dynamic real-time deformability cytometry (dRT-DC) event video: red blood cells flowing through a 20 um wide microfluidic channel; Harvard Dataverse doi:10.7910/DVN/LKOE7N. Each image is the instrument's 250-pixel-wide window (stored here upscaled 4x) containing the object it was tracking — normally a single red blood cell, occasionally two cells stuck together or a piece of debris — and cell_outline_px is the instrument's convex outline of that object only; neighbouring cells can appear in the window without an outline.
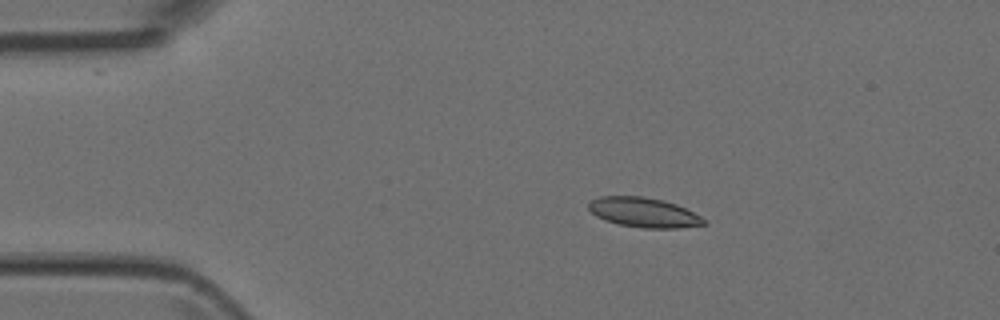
{"species": "Egyptian fruit bat (a non-hibernating species)", "species_latin": "Rousettus aegyptiacus", "temperature_condition": "room temperature", "stored_images_in_passage": 6, "camera_frame_rate_fps": 3000, "um_per_image_px": 0.085, "animal": {"sex": "female"}, "frame": {"image": 1, "passage_image": 1, "time_ms": 0.0, "image_size_px": [1000, 320], "cell_outline_px": [[708, 224], [680, 228], [640, 228], [620, 224], [604, 220], [596, 216], [588, 208], [588, 204], [592, 200], [600, 196], [644, 196], [664, 200], [676, 204], [708, 220]], "centroid_in_image_um": [54.74, 18.06], "position_along_channel_um": 30.3, "area_um2": 20.06}}
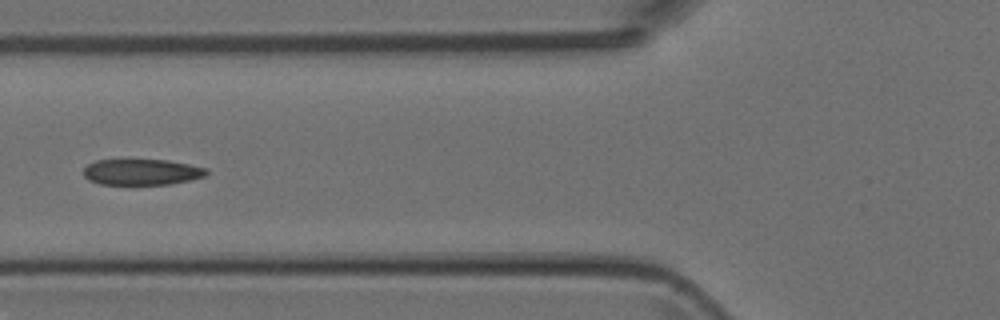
{"frame": {"image": 2, "passage_image": 4, "time_ms": 3.333, "image_size_px": [1000, 320], "cell_outline_px": [[208, 172], [204, 176], [192, 180], [172, 184], [100, 184], [88, 180], [84, 176], [84, 168], [88, 164], [96, 160], [168, 160], [208, 168]], "centroid_in_image_um": [12.06, 14.62], "position_along_channel_um": 113.7, "area_um2": 18.61}}
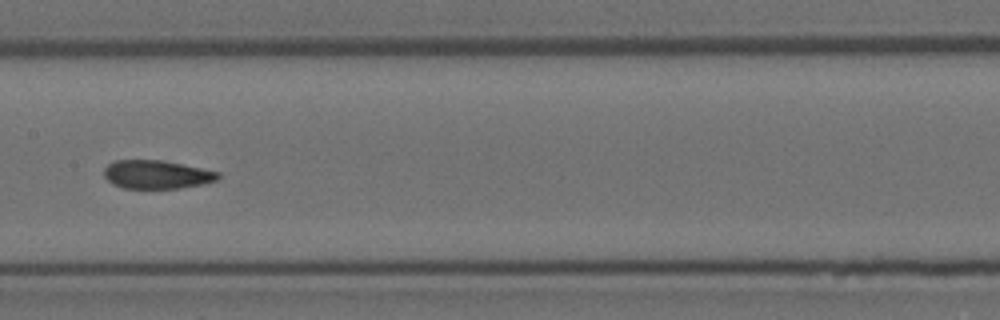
{"frame": {"image": 3, "passage_image": 6, "time_ms": 5.333, "image_size_px": [1000, 320], "cell_outline_px": [[220, 176], [216, 180], [204, 184], [180, 188], [124, 188], [112, 184], [104, 176], [104, 168], [108, 164], [116, 160], [160, 160], [220, 172]], "centroid_in_image_um": [13.3, 14.84], "position_along_channel_um": 194.1, "area_um2": 18.79}}